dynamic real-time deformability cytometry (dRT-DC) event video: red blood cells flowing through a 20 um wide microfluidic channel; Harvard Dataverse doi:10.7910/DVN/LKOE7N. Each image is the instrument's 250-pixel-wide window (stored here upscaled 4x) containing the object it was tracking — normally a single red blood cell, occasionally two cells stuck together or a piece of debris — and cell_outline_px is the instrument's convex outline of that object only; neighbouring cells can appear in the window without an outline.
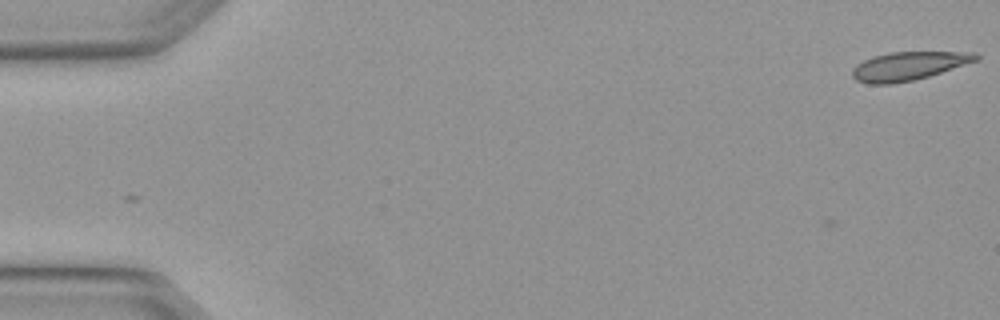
{"species": "Egyptian fruit bat (a non-hibernating species)", "species_latin": "Rousettus aegyptiacus", "temperature_condition": "warm", "stored_images_in_passage": 2, "camera_frame_rate_fps": 3000, "um_per_image_px": 0.085, "animal": {"sex": "female"}, "frame": {"image": 1, "passage_image": 2, "time_ms": 0.333, "image_size_px": [1000, 320], "cell_outline_px": [[980, 56], [976, 60], [928, 76], [912, 80], [892, 84], [868, 84], [856, 80], [852, 76], [852, 68], [856, 64], [872, 56], [888, 52], [976, 52]], "centroid_in_image_um": [77.16, 5.6], "position_along_channel_um": 7.8, "area_um2": 20.35}}